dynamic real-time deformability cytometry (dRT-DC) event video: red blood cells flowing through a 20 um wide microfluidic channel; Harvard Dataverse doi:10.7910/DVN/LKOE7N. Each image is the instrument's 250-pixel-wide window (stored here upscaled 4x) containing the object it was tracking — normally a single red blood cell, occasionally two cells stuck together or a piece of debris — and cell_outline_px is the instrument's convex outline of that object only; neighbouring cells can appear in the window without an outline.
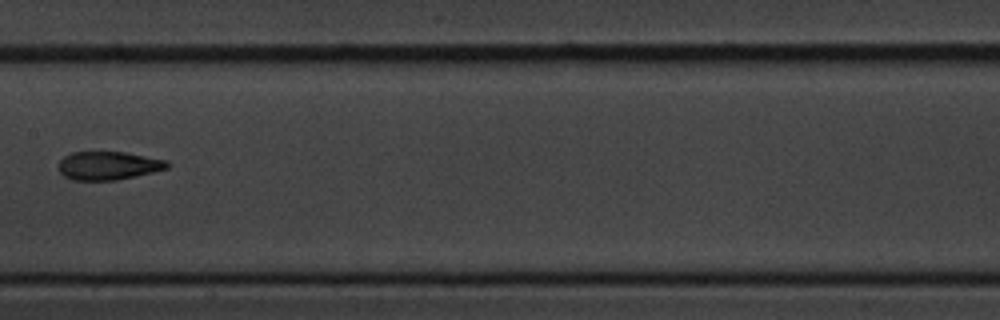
{"species": "common noctule bat (a hibernating species)", "species_latin": "Nyctalus noctula", "temperature_condition": "cold", "stored_images_in_passage": 13, "camera_frame_rate_fps": 3000, "um_per_image_px": 0.085, "animal": {"sex": "male", "body_mass_g": 20.1, "forearm_length_mm": 53.5}, "frame": {"image": 1, "passage_image": 10, "time_ms": 11.333, "image_size_px": [1000, 320], "cell_outline_px": [[168, 168], [136, 176], [116, 180], [72, 180], [64, 176], [60, 172], [60, 160], [64, 156], [72, 152], [124, 152], [168, 160]], "centroid_in_image_um": [9.21, 14.08], "position_along_channel_um": 198.2, "area_um2": 17.86}}
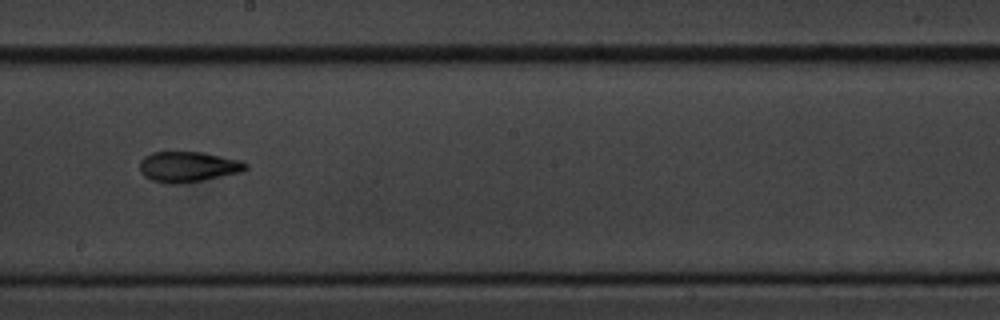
{"frame": {"image": 2, "passage_image": 11, "time_ms": 12.333, "image_size_px": [1000, 320], "cell_outline_px": [[248, 168], [240, 172], [180, 184], [172, 184], [152, 180], [144, 176], [140, 172], [140, 160], [144, 156], [152, 152], [200, 152], [240, 160], [248, 164]], "centroid_in_image_um": [15.95, 14.17], "position_along_channel_um": 232.3, "area_um2": 18.61}}